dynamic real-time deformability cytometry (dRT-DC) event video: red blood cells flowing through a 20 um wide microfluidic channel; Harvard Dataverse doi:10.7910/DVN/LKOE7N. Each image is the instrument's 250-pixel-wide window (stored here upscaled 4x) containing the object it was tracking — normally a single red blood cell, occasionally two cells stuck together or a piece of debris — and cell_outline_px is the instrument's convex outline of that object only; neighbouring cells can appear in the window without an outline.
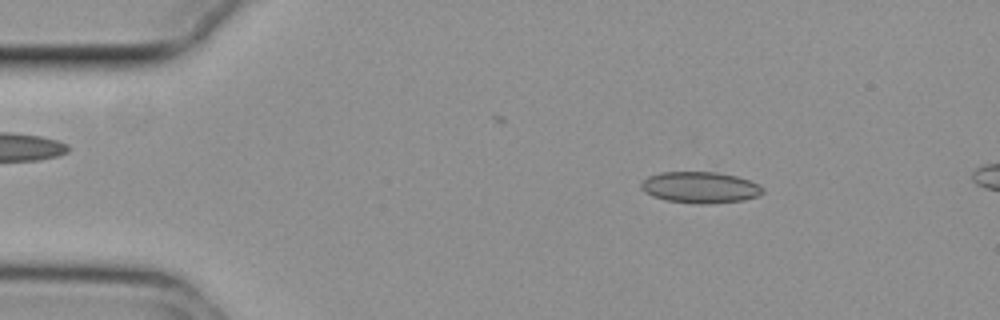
{"species": "common noctule bat (a hibernating species)", "species_latin": "Nyctalus noctula", "temperature_condition": "cold", "stored_images_in_passage": 14, "camera_frame_rate_fps": 3000, "um_per_image_px": 0.085, "animal": {"sex": "female", "body_mass_g": 29.2, "forearm_length_mm": 56.3}, "frame": {"image": 1, "passage_image": 8, "time_ms": 2.333, "image_size_px": [1000, 320], "cell_outline_px": [[764, 192], [756, 196], [744, 200], [708, 204], [700, 204], [668, 200], [652, 196], [644, 192], [640, 188], [640, 184], [648, 176], [660, 172], [716, 172], [736, 176], [760, 184], [764, 188]], "centroid_in_image_um": [59.51, 15.93], "position_along_channel_um": 25.5, "area_um2": 22.2}}